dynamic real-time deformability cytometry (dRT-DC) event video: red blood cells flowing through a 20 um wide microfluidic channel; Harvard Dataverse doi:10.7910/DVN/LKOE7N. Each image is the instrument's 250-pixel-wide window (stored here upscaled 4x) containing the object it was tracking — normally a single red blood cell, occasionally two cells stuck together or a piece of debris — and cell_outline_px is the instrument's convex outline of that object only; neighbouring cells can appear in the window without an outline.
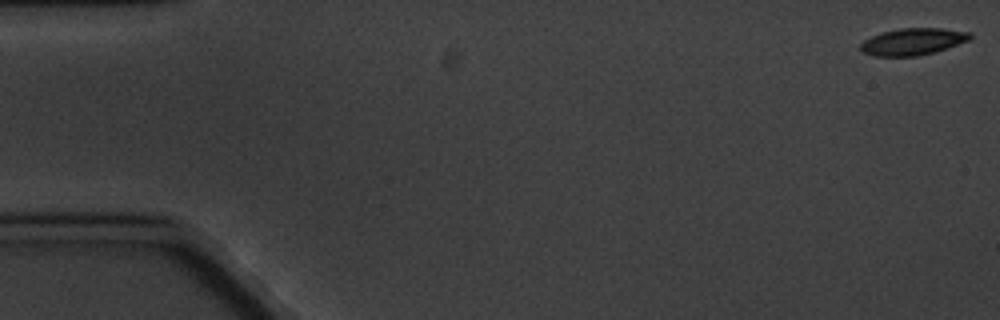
{"species": "common noctule bat (a hibernating species)", "species_latin": "Nyctalus noctula", "temperature_condition": "cold", "stored_images_in_passage": 10, "camera_frame_rate_fps": 3000, "um_per_image_px": 0.085, "animal": {"sex": "male", "body_mass_g": 20.1, "forearm_length_mm": 53.5}, "frame": {"image": 1, "passage_image": 1, "time_ms": 0.0, "image_size_px": [1000, 320], "cell_outline_px": [[972, 36], [968, 40], [936, 52], [916, 56], [876, 56], [864, 52], [860, 48], [860, 44], [864, 40], [880, 32], [900, 28], [940, 28], [972, 32]], "centroid_in_image_um": [77.59, 3.53], "position_along_channel_um": 7.4, "area_um2": 17.11}}